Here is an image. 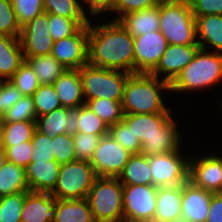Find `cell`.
<instances>
[{"label":"cell","instance_id":"32","mask_svg":"<svg viewBox=\"0 0 222 222\" xmlns=\"http://www.w3.org/2000/svg\"><path fill=\"white\" fill-rule=\"evenodd\" d=\"M90 19H69L56 14H48V28L53 41L73 35L81 26H88Z\"/></svg>","mask_w":222,"mask_h":222},{"label":"cell","instance_id":"47","mask_svg":"<svg viewBox=\"0 0 222 222\" xmlns=\"http://www.w3.org/2000/svg\"><path fill=\"white\" fill-rule=\"evenodd\" d=\"M163 0H118L115 10L112 12L116 15L111 20L116 21L119 17L128 13L144 10L159 5Z\"/></svg>","mask_w":222,"mask_h":222},{"label":"cell","instance_id":"27","mask_svg":"<svg viewBox=\"0 0 222 222\" xmlns=\"http://www.w3.org/2000/svg\"><path fill=\"white\" fill-rule=\"evenodd\" d=\"M173 113H155V114H123V120L132 128L141 144L158 132V129L164 125Z\"/></svg>","mask_w":222,"mask_h":222},{"label":"cell","instance_id":"30","mask_svg":"<svg viewBox=\"0 0 222 222\" xmlns=\"http://www.w3.org/2000/svg\"><path fill=\"white\" fill-rule=\"evenodd\" d=\"M41 85L53 84L67 69L52 55L25 57Z\"/></svg>","mask_w":222,"mask_h":222},{"label":"cell","instance_id":"37","mask_svg":"<svg viewBox=\"0 0 222 222\" xmlns=\"http://www.w3.org/2000/svg\"><path fill=\"white\" fill-rule=\"evenodd\" d=\"M28 191L0 198V222H21L23 202Z\"/></svg>","mask_w":222,"mask_h":222},{"label":"cell","instance_id":"21","mask_svg":"<svg viewBox=\"0 0 222 222\" xmlns=\"http://www.w3.org/2000/svg\"><path fill=\"white\" fill-rule=\"evenodd\" d=\"M132 37H138L145 33L159 31L160 28V4L134 11L119 17L116 20Z\"/></svg>","mask_w":222,"mask_h":222},{"label":"cell","instance_id":"11","mask_svg":"<svg viewBox=\"0 0 222 222\" xmlns=\"http://www.w3.org/2000/svg\"><path fill=\"white\" fill-rule=\"evenodd\" d=\"M190 154L189 181L199 188L218 193L222 186V155H216L217 152L215 155Z\"/></svg>","mask_w":222,"mask_h":222},{"label":"cell","instance_id":"34","mask_svg":"<svg viewBox=\"0 0 222 222\" xmlns=\"http://www.w3.org/2000/svg\"><path fill=\"white\" fill-rule=\"evenodd\" d=\"M122 101L107 98L92 99L85 104L109 127L123 119Z\"/></svg>","mask_w":222,"mask_h":222},{"label":"cell","instance_id":"41","mask_svg":"<svg viewBox=\"0 0 222 222\" xmlns=\"http://www.w3.org/2000/svg\"><path fill=\"white\" fill-rule=\"evenodd\" d=\"M11 2L21 28L44 12L43 0H11Z\"/></svg>","mask_w":222,"mask_h":222},{"label":"cell","instance_id":"8","mask_svg":"<svg viewBox=\"0 0 222 222\" xmlns=\"http://www.w3.org/2000/svg\"><path fill=\"white\" fill-rule=\"evenodd\" d=\"M183 153V154H182ZM155 187H176L189 180L190 155L183 151L147 156Z\"/></svg>","mask_w":222,"mask_h":222},{"label":"cell","instance_id":"22","mask_svg":"<svg viewBox=\"0 0 222 222\" xmlns=\"http://www.w3.org/2000/svg\"><path fill=\"white\" fill-rule=\"evenodd\" d=\"M25 170L29 191L51 193L58 181L60 164L56 160L30 162Z\"/></svg>","mask_w":222,"mask_h":222},{"label":"cell","instance_id":"20","mask_svg":"<svg viewBox=\"0 0 222 222\" xmlns=\"http://www.w3.org/2000/svg\"><path fill=\"white\" fill-rule=\"evenodd\" d=\"M56 203L48 192L28 191L22 208L21 222H52Z\"/></svg>","mask_w":222,"mask_h":222},{"label":"cell","instance_id":"31","mask_svg":"<svg viewBox=\"0 0 222 222\" xmlns=\"http://www.w3.org/2000/svg\"><path fill=\"white\" fill-rule=\"evenodd\" d=\"M44 12L69 19H91L86 13L83 0H43Z\"/></svg>","mask_w":222,"mask_h":222},{"label":"cell","instance_id":"13","mask_svg":"<svg viewBox=\"0 0 222 222\" xmlns=\"http://www.w3.org/2000/svg\"><path fill=\"white\" fill-rule=\"evenodd\" d=\"M24 57L51 55L54 41L48 28V13L43 12L21 28Z\"/></svg>","mask_w":222,"mask_h":222},{"label":"cell","instance_id":"53","mask_svg":"<svg viewBox=\"0 0 222 222\" xmlns=\"http://www.w3.org/2000/svg\"><path fill=\"white\" fill-rule=\"evenodd\" d=\"M0 151H4L3 126H2V122H0Z\"/></svg>","mask_w":222,"mask_h":222},{"label":"cell","instance_id":"54","mask_svg":"<svg viewBox=\"0 0 222 222\" xmlns=\"http://www.w3.org/2000/svg\"><path fill=\"white\" fill-rule=\"evenodd\" d=\"M6 156L4 151H0V169L3 167L4 163L6 162Z\"/></svg>","mask_w":222,"mask_h":222},{"label":"cell","instance_id":"33","mask_svg":"<svg viewBox=\"0 0 222 222\" xmlns=\"http://www.w3.org/2000/svg\"><path fill=\"white\" fill-rule=\"evenodd\" d=\"M4 146L31 141L36 130L35 121L2 122Z\"/></svg>","mask_w":222,"mask_h":222},{"label":"cell","instance_id":"36","mask_svg":"<svg viewBox=\"0 0 222 222\" xmlns=\"http://www.w3.org/2000/svg\"><path fill=\"white\" fill-rule=\"evenodd\" d=\"M36 117L49 114L61 107V103L52 84L40 85L32 95Z\"/></svg>","mask_w":222,"mask_h":222},{"label":"cell","instance_id":"2","mask_svg":"<svg viewBox=\"0 0 222 222\" xmlns=\"http://www.w3.org/2000/svg\"><path fill=\"white\" fill-rule=\"evenodd\" d=\"M165 92H171L167 81L150 73H131L125 83L121 102L123 114L173 113L172 105L166 106Z\"/></svg>","mask_w":222,"mask_h":222},{"label":"cell","instance_id":"51","mask_svg":"<svg viewBox=\"0 0 222 222\" xmlns=\"http://www.w3.org/2000/svg\"><path fill=\"white\" fill-rule=\"evenodd\" d=\"M206 222H222V195L213 193Z\"/></svg>","mask_w":222,"mask_h":222},{"label":"cell","instance_id":"18","mask_svg":"<svg viewBox=\"0 0 222 222\" xmlns=\"http://www.w3.org/2000/svg\"><path fill=\"white\" fill-rule=\"evenodd\" d=\"M213 192L195 186L191 181L182 185L183 222H206Z\"/></svg>","mask_w":222,"mask_h":222},{"label":"cell","instance_id":"44","mask_svg":"<svg viewBox=\"0 0 222 222\" xmlns=\"http://www.w3.org/2000/svg\"><path fill=\"white\" fill-rule=\"evenodd\" d=\"M102 136L85 133L73 135V143L77 160L90 161Z\"/></svg>","mask_w":222,"mask_h":222},{"label":"cell","instance_id":"5","mask_svg":"<svg viewBox=\"0 0 222 222\" xmlns=\"http://www.w3.org/2000/svg\"><path fill=\"white\" fill-rule=\"evenodd\" d=\"M123 184L117 177H99L94 180L86 199L95 222H124Z\"/></svg>","mask_w":222,"mask_h":222},{"label":"cell","instance_id":"17","mask_svg":"<svg viewBox=\"0 0 222 222\" xmlns=\"http://www.w3.org/2000/svg\"><path fill=\"white\" fill-rule=\"evenodd\" d=\"M78 108L59 107L49 114L36 117V130L54 138L60 134L78 133Z\"/></svg>","mask_w":222,"mask_h":222},{"label":"cell","instance_id":"23","mask_svg":"<svg viewBox=\"0 0 222 222\" xmlns=\"http://www.w3.org/2000/svg\"><path fill=\"white\" fill-rule=\"evenodd\" d=\"M182 216V185L158 187L153 222H174Z\"/></svg>","mask_w":222,"mask_h":222},{"label":"cell","instance_id":"1","mask_svg":"<svg viewBox=\"0 0 222 222\" xmlns=\"http://www.w3.org/2000/svg\"><path fill=\"white\" fill-rule=\"evenodd\" d=\"M94 19L88 24V64L135 73L134 37L117 21Z\"/></svg>","mask_w":222,"mask_h":222},{"label":"cell","instance_id":"6","mask_svg":"<svg viewBox=\"0 0 222 222\" xmlns=\"http://www.w3.org/2000/svg\"><path fill=\"white\" fill-rule=\"evenodd\" d=\"M85 102L107 98L122 101L125 83L130 73L86 64L79 69Z\"/></svg>","mask_w":222,"mask_h":222},{"label":"cell","instance_id":"3","mask_svg":"<svg viewBox=\"0 0 222 222\" xmlns=\"http://www.w3.org/2000/svg\"><path fill=\"white\" fill-rule=\"evenodd\" d=\"M220 82L222 83V53L208 52V50L200 48L194 59L170 84V88L171 93L176 95L193 92L201 93L204 89L211 90Z\"/></svg>","mask_w":222,"mask_h":222},{"label":"cell","instance_id":"4","mask_svg":"<svg viewBox=\"0 0 222 222\" xmlns=\"http://www.w3.org/2000/svg\"><path fill=\"white\" fill-rule=\"evenodd\" d=\"M159 30L168 44H198L196 20L189 0H163L160 3Z\"/></svg>","mask_w":222,"mask_h":222},{"label":"cell","instance_id":"52","mask_svg":"<svg viewBox=\"0 0 222 222\" xmlns=\"http://www.w3.org/2000/svg\"><path fill=\"white\" fill-rule=\"evenodd\" d=\"M5 112L3 111V87L0 85V122H3Z\"/></svg>","mask_w":222,"mask_h":222},{"label":"cell","instance_id":"50","mask_svg":"<svg viewBox=\"0 0 222 222\" xmlns=\"http://www.w3.org/2000/svg\"><path fill=\"white\" fill-rule=\"evenodd\" d=\"M0 85L3 87V111L6 112L24 95L10 80L0 81Z\"/></svg>","mask_w":222,"mask_h":222},{"label":"cell","instance_id":"7","mask_svg":"<svg viewBox=\"0 0 222 222\" xmlns=\"http://www.w3.org/2000/svg\"><path fill=\"white\" fill-rule=\"evenodd\" d=\"M96 177L89 161L61 164L56 187L50 194L56 199H84Z\"/></svg>","mask_w":222,"mask_h":222},{"label":"cell","instance_id":"16","mask_svg":"<svg viewBox=\"0 0 222 222\" xmlns=\"http://www.w3.org/2000/svg\"><path fill=\"white\" fill-rule=\"evenodd\" d=\"M180 123L173 116L162 125L156 134L141 144L140 154L152 156L175 151H182V138L184 137L178 126ZM182 137V138H181ZM182 148V149H181Z\"/></svg>","mask_w":222,"mask_h":222},{"label":"cell","instance_id":"55","mask_svg":"<svg viewBox=\"0 0 222 222\" xmlns=\"http://www.w3.org/2000/svg\"><path fill=\"white\" fill-rule=\"evenodd\" d=\"M220 195H222V186H221V189H220V191L218 192Z\"/></svg>","mask_w":222,"mask_h":222},{"label":"cell","instance_id":"19","mask_svg":"<svg viewBox=\"0 0 222 222\" xmlns=\"http://www.w3.org/2000/svg\"><path fill=\"white\" fill-rule=\"evenodd\" d=\"M52 85L62 107L76 109L85 104L79 69H66Z\"/></svg>","mask_w":222,"mask_h":222},{"label":"cell","instance_id":"43","mask_svg":"<svg viewBox=\"0 0 222 222\" xmlns=\"http://www.w3.org/2000/svg\"><path fill=\"white\" fill-rule=\"evenodd\" d=\"M31 142L33 145L31 162H48L55 160L53 140L51 136L35 130Z\"/></svg>","mask_w":222,"mask_h":222},{"label":"cell","instance_id":"38","mask_svg":"<svg viewBox=\"0 0 222 222\" xmlns=\"http://www.w3.org/2000/svg\"><path fill=\"white\" fill-rule=\"evenodd\" d=\"M109 134L130 153H140L141 142L123 119L109 127Z\"/></svg>","mask_w":222,"mask_h":222},{"label":"cell","instance_id":"9","mask_svg":"<svg viewBox=\"0 0 222 222\" xmlns=\"http://www.w3.org/2000/svg\"><path fill=\"white\" fill-rule=\"evenodd\" d=\"M157 192L153 185H123L124 222H153Z\"/></svg>","mask_w":222,"mask_h":222},{"label":"cell","instance_id":"25","mask_svg":"<svg viewBox=\"0 0 222 222\" xmlns=\"http://www.w3.org/2000/svg\"><path fill=\"white\" fill-rule=\"evenodd\" d=\"M195 20L200 48L222 53V15L199 16Z\"/></svg>","mask_w":222,"mask_h":222},{"label":"cell","instance_id":"26","mask_svg":"<svg viewBox=\"0 0 222 222\" xmlns=\"http://www.w3.org/2000/svg\"><path fill=\"white\" fill-rule=\"evenodd\" d=\"M52 222H95V220L86 198L56 199Z\"/></svg>","mask_w":222,"mask_h":222},{"label":"cell","instance_id":"29","mask_svg":"<svg viewBox=\"0 0 222 222\" xmlns=\"http://www.w3.org/2000/svg\"><path fill=\"white\" fill-rule=\"evenodd\" d=\"M22 191H29L25 168L6 160L0 169V198Z\"/></svg>","mask_w":222,"mask_h":222},{"label":"cell","instance_id":"35","mask_svg":"<svg viewBox=\"0 0 222 222\" xmlns=\"http://www.w3.org/2000/svg\"><path fill=\"white\" fill-rule=\"evenodd\" d=\"M78 132L105 136L109 134V126L95 114L86 104L78 107Z\"/></svg>","mask_w":222,"mask_h":222},{"label":"cell","instance_id":"14","mask_svg":"<svg viewBox=\"0 0 222 222\" xmlns=\"http://www.w3.org/2000/svg\"><path fill=\"white\" fill-rule=\"evenodd\" d=\"M167 46L168 42L160 30L134 37L135 73H151Z\"/></svg>","mask_w":222,"mask_h":222},{"label":"cell","instance_id":"46","mask_svg":"<svg viewBox=\"0 0 222 222\" xmlns=\"http://www.w3.org/2000/svg\"><path fill=\"white\" fill-rule=\"evenodd\" d=\"M33 145L31 141H25L13 146H4L7 161L26 168L31 162Z\"/></svg>","mask_w":222,"mask_h":222},{"label":"cell","instance_id":"28","mask_svg":"<svg viewBox=\"0 0 222 222\" xmlns=\"http://www.w3.org/2000/svg\"><path fill=\"white\" fill-rule=\"evenodd\" d=\"M118 179L123 185H152L147 156L140 153L132 154Z\"/></svg>","mask_w":222,"mask_h":222},{"label":"cell","instance_id":"12","mask_svg":"<svg viewBox=\"0 0 222 222\" xmlns=\"http://www.w3.org/2000/svg\"><path fill=\"white\" fill-rule=\"evenodd\" d=\"M51 55L67 69H80L88 64V26L55 41Z\"/></svg>","mask_w":222,"mask_h":222},{"label":"cell","instance_id":"49","mask_svg":"<svg viewBox=\"0 0 222 222\" xmlns=\"http://www.w3.org/2000/svg\"><path fill=\"white\" fill-rule=\"evenodd\" d=\"M194 17L222 15V0H189Z\"/></svg>","mask_w":222,"mask_h":222},{"label":"cell","instance_id":"42","mask_svg":"<svg viewBox=\"0 0 222 222\" xmlns=\"http://www.w3.org/2000/svg\"><path fill=\"white\" fill-rule=\"evenodd\" d=\"M18 24L11 0H0V35L20 37Z\"/></svg>","mask_w":222,"mask_h":222},{"label":"cell","instance_id":"40","mask_svg":"<svg viewBox=\"0 0 222 222\" xmlns=\"http://www.w3.org/2000/svg\"><path fill=\"white\" fill-rule=\"evenodd\" d=\"M36 121V110L32 96H23L5 112L3 122Z\"/></svg>","mask_w":222,"mask_h":222},{"label":"cell","instance_id":"24","mask_svg":"<svg viewBox=\"0 0 222 222\" xmlns=\"http://www.w3.org/2000/svg\"><path fill=\"white\" fill-rule=\"evenodd\" d=\"M24 62L20 38L0 35V81L10 80Z\"/></svg>","mask_w":222,"mask_h":222},{"label":"cell","instance_id":"48","mask_svg":"<svg viewBox=\"0 0 222 222\" xmlns=\"http://www.w3.org/2000/svg\"><path fill=\"white\" fill-rule=\"evenodd\" d=\"M117 1L118 0H83V5H85L84 9L86 14L91 19H94L93 18L94 16L100 17L102 15L101 17H103L104 14H106L107 17H109L110 19L111 17L114 16L112 15V12L115 10Z\"/></svg>","mask_w":222,"mask_h":222},{"label":"cell","instance_id":"10","mask_svg":"<svg viewBox=\"0 0 222 222\" xmlns=\"http://www.w3.org/2000/svg\"><path fill=\"white\" fill-rule=\"evenodd\" d=\"M131 155L132 153L107 134L101 137L89 162L96 176L118 178Z\"/></svg>","mask_w":222,"mask_h":222},{"label":"cell","instance_id":"45","mask_svg":"<svg viewBox=\"0 0 222 222\" xmlns=\"http://www.w3.org/2000/svg\"><path fill=\"white\" fill-rule=\"evenodd\" d=\"M55 160L61 165L76 159L73 136L60 134L52 138Z\"/></svg>","mask_w":222,"mask_h":222},{"label":"cell","instance_id":"39","mask_svg":"<svg viewBox=\"0 0 222 222\" xmlns=\"http://www.w3.org/2000/svg\"><path fill=\"white\" fill-rule=\"evenodd\" d=\"M10 81L24 96H32L41 85L32 67L25 61Z\"/></svg>","mask_w":222,"mask_h":222},{"label":"cell","instance_id":"15","mask_svg":"<svg viewBox=\"0 0 222 222\" xmlns=\"http://www.w3.org/2000/svg\"><path fill=\"white\" fill-rule=\"evenodd\" d=\"M199 49V44H168L158 65L150 74L171 84L187 64L194 59Z\"/></svg>","mask_w":222,"mask_h":222}]
</instances>
